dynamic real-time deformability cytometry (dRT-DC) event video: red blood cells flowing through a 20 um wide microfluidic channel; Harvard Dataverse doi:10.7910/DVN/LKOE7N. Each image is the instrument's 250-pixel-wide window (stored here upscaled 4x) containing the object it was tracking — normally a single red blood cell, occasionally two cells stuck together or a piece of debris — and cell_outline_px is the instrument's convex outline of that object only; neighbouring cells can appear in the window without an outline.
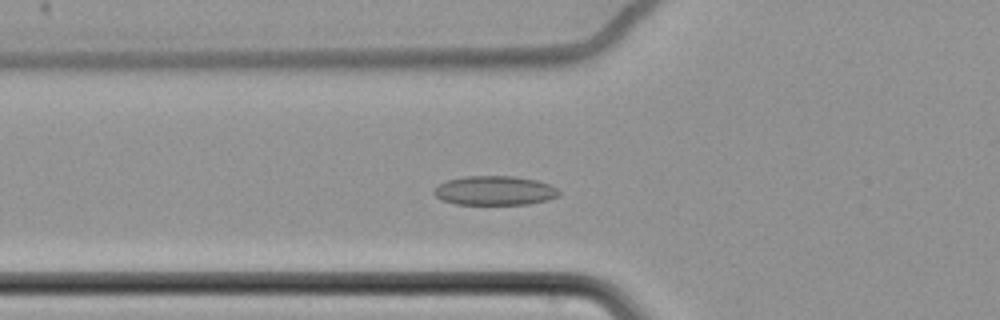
{"species": "common noctule bat (a hibernating species)", "species_latin": "Nyctalus noctula", "temperature_condition": "cold", "stored_images_in_passage": 61, "camera_frame_rate_fps": 3000, "um_per_image_px": 0.085, "animal": {"sex": "female", "body_mass_g": 22.7, "forearm_length_mm": 54.2}, "frame": {"image": 1, "passage_image": 22, "time_ms": 7.0, "image_size_px": [1000, 320], "cell_outline_px": [[560, 196], [548, 200], [528, 204], [456, 204], [444, 200], [436, 196], [432, 192], [440, 184], [448, 180], [464, 176], [516, 176], [536, 180], [548, 184], [556, 188], [560, 192]], "centroid_in_image_um": [42.08, 16.2], "position_along_channel_um": 83.7, "area_um2": 21.21}}
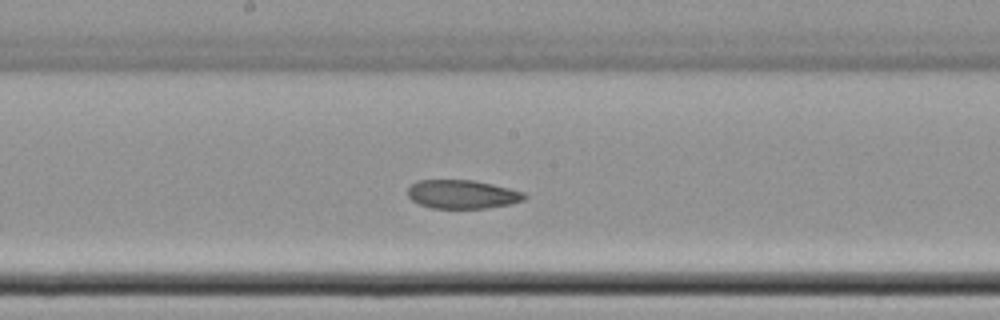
{"frame": {"image": 2, "passage_image": 33, "time_ms": 10.667, "image_size_px": [1000, 320], "cell_outline_px": [[528, 196], [524, 200], [508, 204], [484, 208], [432, 208], [420, 204], [412, 200], [408, 196], [408, 188], [416, 180], [472, 180], [492, 184], [524, 192]], "centroid_in_image_um": [39.28, 16.51], "position_along_channel_um": 208.9, "area_um2": 19.36}}
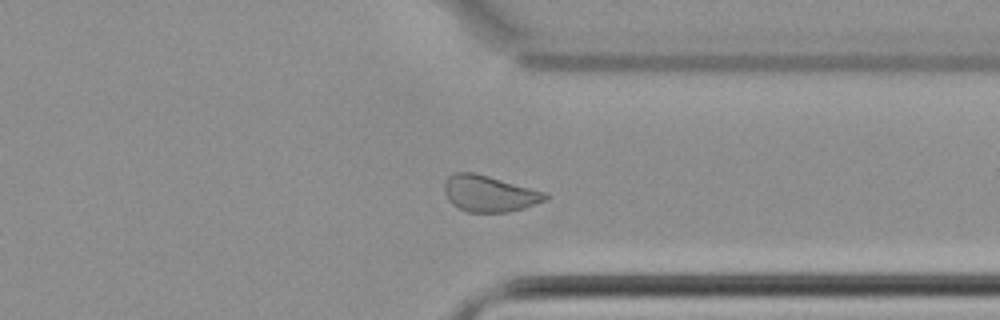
{"frame": {"image": 3, "passage_image": 47, "time_ms": 15.333, "image_size_px": [1000, 320], "cell_outline_px": [[548, 200], [524, 208], [508, 212], [468, 212], [452, 204], [448, 200], [444, 192], [444, 180], [452, 172], [472, 172], [488, 176], [548, 192]], "centroid_in_image_um": [41.59, 16.45], "position_along_channel_um": 369.8, "area_um2": 21.56}, "authors_computed_cell_mechanics": {"area_um2": 22.3108, "velocity_mm_per_s": 3.4348, "shape_relaxation_time_tau1_ms": null, "shape_relaxation_time_tau2_ms": 4.1171, "deformation_change_tau1": null, "deformation_change_tau2": 0.0564}}